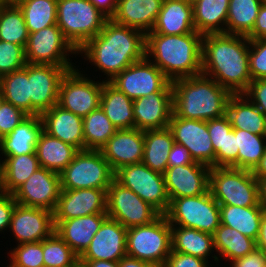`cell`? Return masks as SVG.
Returning <instances> with one entry per match:
<instances>
[{"instance_id":"cell-34","label":"cell","mask_w":266,"mask_h":267,"mask_svg":"<svg viewBox=\"0 0 266 267\" xmlns=\"http://www.w3.org/2000/svg\"><path fill=\"white\" fill-rule=\"evenodd\" d=\"M169 127L144 131V154L142 162L151 170L164 173L168 168V155L174 145Z\"/></svg>"},{"instance_id":"cell-27","label":"cell","mask_w":266,"mask_h":267,"mask_svg":"<svg viewBox=\"0 0 266 267\" xmlns=\"http://www.w3.org/2000/svg\"><path fill=\"white\" fill-rule=\"evenodd\" d=\"M162 3L163 0H118L110 19L146 34L153 29Z\"/></svg>"},{"instance_id":"cell-57","label":"cell","mask_w":266,"mask_h":267,"mask_svg":"<svg viewBox=\"0 0 266 267\" xmlns=\"http://www.w3.org/2000/svg\"><path fill=\"white\" fill-rule=\"evenodd\" d=\"M120 267H160L136 258L125 256L119 260Z\"/></svg>"},{"instance_id":"cell-39","label":"cell","mask_w":266,"mask_h":267,"mask_svg":"<svg viewBox=\"0 0 266 267\" xmlns=\"http://www.w3.org/2000/svg\"><path fill=\"white\" fill-rule=\"evenodd\" d=\"M263 0H230L225 33L247 36L253 29Z\"/></svg>"},{"instance_id":"cell-1","label":"cell","mask_w":266,"mask_h":267,"mask_svg":"<svg viewBox=\"0 0 266 267\" xmlns=\"http://www.w3.org/2000/svg\"><path fill=\"white\" fill-rule=\"evenodd\" d=\"M202 74L232 94L244 93L252 82L249 71V39L218 33L202 39Z\"/></svg>"},{"instance_id":"cell-32","label":"cell","mask_w":266,"mask_h":267,"mask_svg":"<svg viewBox=\"0 0 266 267\" xmlns=\"http://www.w3.org/2000/svg\"><path fill=\"white\" fill-rule=\"evenodd\" d=\"M79 150L71 144L41 132L35 153L40 167L61 173Z\"/></svg>"},{"instance_id":"cell-38","label":"cell","mask_w":266,"mask_h":267,"mask_svg":"<svg viewBox=\"0 0 266 267\" xmlns=\"http://www.w3.org/2000/svg\"><path fill=\"white\" fill-rule=\"evenodd\" d=\"M0 160L5 193L13 194L39 167L36 153L4 156Z\"/></svg>"},{"instance_id":"cell-24","label":"cell","mask_w":266,"mask_h":267,"mask_svg":"<svg viewBox=\"0 0 266 267\" xmlns=\"http://www.w3.org/2000/svg\"><path fill=\"white\" fill-rule=\"evenodd\" d=\"M43 130L63 142L84 150L83 118L56 104L41 114Z\"/></svg>"},{"instance_id":"cell-16","label":"cell","mask_w":266,"mask_h":267,"mask_svg":"<svg viewBox=\"0 0 266 267\" xmlns=\"http://www.w3.org/2000/svg\"><path fill=\"white\" fill-rule=\"evenodd\" d=\"M60 175L39 167L14 193L17 204L54 212L61 193Z\"/></svg>"},{"instance_id":"cell-4","label":"cell","mask_w":266,"mask_h":267,"mask_svg":"<svg viewBox=\"0 0 266 267\" xmlns=\"http://www.w3.org/2000/svg\"><path fill=\"white\" fill-rule=\"evenodd\" d=\"M172 84V115L208 121L226 115L232 93L204 75L179 78Z\"/></svg>"},{"instance_id":"cell-14","label":"cell","mask_w":266,"mask_h":267,"mask_svg":"<svg viewBox=\"0 0 266 267\" xmlns=\"http://www.w3.org/2000/svg\"><path fill=\"white\" fill-rule=\"evenodd\" d=\"M70 53L77 51L65 39L58 25L29 33L25 47V57L29 64H42L54 66H74L69 59Z\"/></svg>"},{"instance_id":"cell-49","label":"cell","mask_w":266,"mask_h":267,"mask_svg":"<svg viewBox=\"0 0 266 267\" xmlns=\"http://www.w3.org/2000/svg\"><path fill=\"white\" fill-rule=\"evenodd\" d=\"M28 116L13 104L2 100L0 103V139L11 133Z\"/></svg>"},{"instance_id":"cell-54","label":"cell","mask_w":266,"mask_h":267,"mask_svg":"<svg viewBox=\"0 0 266 267\" xmlns=\"http://www.w3.org/2000/svg\"><path fill=\"white\" fill-rule=\"evenodd\" d=\"M16 204L13 194L5 193L0 197V233L9 228L12 212Z\"/></svg>"},{"instance_id":"cell-12","label":"cell","mask_w":266,"mask_h":267,"mask_svg":"<svg viewBox=\"0 0 266 267\" xmlns=\"http://www.w3.org/2000/svg\"><path fill=\"white\" fill-rule=\"evenodd\" d=\"M107 216L125 228L147 225L161 214L134 191L112 180L107 190Z\"/></svg>"},{"instance_id":"cell-19","label":"cell","mask_w":266,"mask_h":267,"mask_svg":"<svg viewBox=\"0 0 266 267\" xmlns=\"http://www.w3.org/2000/svg\"><path fill=\"white\" fill-rule=\"evenodd\" d=\"M107 211V191L97 188L61 190L54 220H69Z\"/></svg>"},{"instance_id":"cell-6","label":"cell","mask_w":266,"mask_h":267,"mask_svg":"<svg viewBox=\"0 0 266 267\" xmlns=\"http://www.w3.org/2000/svg\"><path fill=\"white\" fill-rule=\"evenodd\" d=\"M209 191L219 205L260 206L259 183L251 170L211 167Z\"/></svg>"},{"instance_id":"cell-53","label":"cell","mask_w":266,"mask_h":267,"mask_svg":"<svg viewBox=\"0 0 266 267\" xmlns=\"http://www.w3.org/2000/svg\"><path fill=\"white\" fill-rule=\"evenodd\" d=\"M195 162L190 151L181 144L174 143L168 155V167L192 164Z\"/></svg>"},{"instance_id":"cell-59","label":"cell","mask_w":266,"mask_h":267,"mask_svg":"<svg viewBox=\"0 0 266 267\" xmlns=\"http://www.w3.org/2000/svg\"><path fill=\"white\" fill-rule=\"evenodd\" d=\"M256 243L257 248L262 249L266 252V211H264V214L262 216L261 227Z\"/></svg>"},{"instance_id":"cell-42","label":"cell","mask_w":266,"mask_h":267,"mask_svg":"<svg viewBox=\"0 0 266 267\" xmlns=\"http://www.w3.org/2000/svg\"><path fill=\"white\" fill-rule=\"evenodd\" d=\"M28 33L56 25L57 0H27L19 5Z\"/></svg>"},{"instance_id":"cell-11","label":"cell","mask_w":266,"mask_h":267,"mask_svg":"<svg viewBox=\"0 0 266 267\" xmlns=\"http://www.w3.org/2000/svg\"><path fill=\"white\" fill-rule=\"evenodd\" d=\"M102 89L103 81H93L74 67L60 81L57 104L84 118L100 106Z\"/></svg>"},{"instance_id":"cell-20","label":"cell","mask_w":266,"mask_h":267,"mask_svg":"<svg viewBox=\"0 0 266 267\" xmlns=\"http://www.w3.org/2000/svg\"><path fill=\"white\" fill-rule=\"evenodd\" d=\"M210 170V167L198 162L168 167L163 175L169 200L207 193Z\"/></svg>"},{"instance_id":"cell-17","label":"cell","mask_w":266,"mask_h":267,"mask_svg":"<svg viewBox=\"0 0 266 267\" xmlns=\"http://www.w3.org/2000/svg\"><path fill=\"white\" fill-rule=\"evenodd\" d=\"M169 128L174 141L184 145L195 162L215 167V152L208 133L207 121L185 119L171 115Z\"/></svg>"},{"instance_id":"cell-41","label":"cell","mask_w":266,"mask_h":267,"mask_svg":"<svg viewBox=\"0 0 266 267\" xmlns=\"http://www.w3.org/2000/svg\"><path fill=\"white\" fill-rule=\"evenodd\" d=\"M116 130L99 106L83 118L84 150H100Z\"/></svg>"},{"instance_id":"cell-3","label":"cell","mask_w":266,"mask_h":267,"mask_svg":"<svg viewBox=\"0 0 266 267\" xmlns=\"http://www.w3.org/2000/svg\"><path fill=\"white\" fill-rule=\"evenodd\" d=\"M202 39L203 35L198 32L182 35L146 33L145 57L170 81L196 76L202 73Z\"/></svg>"},{"instance_id":"cell-7","label":"cell","mask_w":266,"mask_h":267,"mask_svg":"<svg viewBox=\"0 0 266 267\" xmlns=\"http://www.w3.org/2000/svg\"><path fill=\"white\" fill-rule=\"evenodd\" d=\"M171 250V225L165 215L150 224L127 228V256L162 267Z\"/></svg>"},{"instance_id":"cell-64","label":"cell","mask_w":266,"mask_h":267,"mask_svg":"<svg viewBox=\"0 0 266 267\" xmlns=\"http://www.w3.org/2000/svg\"><path fill=\"white\" fill-rule=\"evenodd\" d=\"M7 267H17V266H15L12 262H10V264L7 265Z\"/></svg>"},{"instance_id":"cell-22","label":"cell","mask_w":266,"mask_h":267,"mask_svg":"<svg viewBox=\"0 0 266 267\" xmlns=\"http://www.w3.org/2000/svg\"><path fill=\"white\" fill-rule=\"evenodd\" d=\"M100 151L113 172L123 166L140 163L144 154V131L117 129Z\"/></svg>"},{"instance_id":"cell-63","label":"cell","mask_w":266,"mask_h":267,"mask_svg":"<svg viewBox=\"0 0 266 267\" xmlns=\"http://www.w3.org/2000/svg\"><path fill=\"white\" fill-rule=\"evenodd\" d=\"M5 194L4 186H3V177H2V170L0 166V197Z\"/></svg>"},{"instance_id":"cell-5","label":"cell","mask_w":266,"mask_h":267,"mask_svg":"<svg viewBox=\"0 0 266 267\" xmlns=\"http://www.w3.org/2000/svg\"><path fill=\"white\" fill-rule=\"evenodd\" d=\"M109 19L89 0H57V22L65 39L78 51Z\"/></svg>"},{"instance_id":"cell-66","label":"cell","mask_w":266,"mask_h":267,"mask_svg":"<svg viewBox=\"0 0 266 267\" xmlns=\"http://www.w3.org/2000/svg\"><path fill=\"white\" fill-rule=\"evenodd\" d=\"M1 78H2V75L0 74V90H1Z\"/></svg>"},{"instance_id":"cell-10","label":"cell","mask_w":266,"mask_h":267,"mask_svg":"<svg viewBox=\"0 0 266 267\" xmlns=\"http://www.w3.org/2000/svg\"><path fill=\"white\" fill-rule=\"evenodd\" d=\"M114 179L134 191L161 215L169 208L164 175L148 168L143 162L126 165L114 172Z\"/></svg>"},{"instance_id":"cell-36","label":"cell","mask_w":266,"mask_h":267,"mask_svg":"<svg viewBox=\"0 0 266 267\" xmlns=\"http://www.w3.org/2000/svg\"><path fill=\"white\" fill-rule=\"evenodd\" d=\"M214 249L219 252V257L214 254L211 257L215 262L225 257L232 262L237 258L246 256L257 248L256 240L243 235L241 232L226 225L220 224L213 234Z\"/></svg>"},{"instance_id":"cell-26","label":"cell","mask_w":266,"mask_h":267,"mask_svg":"<svg viewBox=\"0 0 266 267\" xmlns=\"http://www.w3.org/2000/svg\"><path fill=\"white\" fill-rule=\"evenodd\" d=\"M196 32L191 0H163L153 29L148 33L182 35Z\"/></svg>"},{"instance_id":"cell-60","label":"cell","mask_w":266,"mask_h":267,"mask_svg":"<svg viewBox=\"0 0 266 267\" xmlns=\"http://www.w3.org/2000/svg\"><path fill=\"white\" fill-rule=\"evenodd\" d=\"M252 174L257 180L266 179V149L260 162L252 170Z\"/></svg>"},{"instance_id":"cell-31","label":"cell","mask_w":266,"mask_h":267,"mask_svg":"<svg viewBox=\"0 0 266 267\" xmlns=\"http://www.w3.org/2000/svg\"><path fill=\"white\" fill-rule=\"evenodd\" d=\"M100 107L117 129L135 128L133 100L105 79L103 80Z\"/></svg>"},{"instance_id":"cell-28","label":"cell","mask_w":266,"mask_h":267,"mask_svg":"<svg viewBox=\"0 0 266 267\" xmlns=\"http://www.w3.org/2000/svg\"><path fill=\"white\" fill-rule=\"evenodd\" d=\"M207 128L215 152V167L238 168L239 149L229 117L208 120Z\"/></svg>"},{"instance_id":"cell-51","label":"cell","mask_w":266,"mask_h":267,"mask_svg":"<svg viewBox=\"0 0 266 267\" xmlns=\"http://www.w3.org/2000/svg\"><path fill=\"white\" fill-rule=\"evenodd\" d=\"M243 94L266 116V79L252 81Z\"/></svg>"},{"instance_id":"cell-13","label":"cell","mask_w":266,"mask_h":267,"mask_svg":"<svg viewBox=\"0 0 266 267\" xmlns=\"http://www.w3.org/2000/svg\"><path fill=\"white\" fill-rule=\"evenodd\" d=\"M109 82L132 100L154 92H172L171 81L146 57L128 66Z\"/></svg>"},{"instance_id":"cell-65","label":"cell","mask_w":266,"mask_h":267,"mask_svg":"<svg viewBox=\"0 0 266 267\" xmlns=\"http://www.w3.org/2000/svg\"><path fill=\"white\" fill-rule=\"evenodd\" d=\"M0 5H5V1L4 0H0Z\"/></svg>"},{"instance_id":"cell-18","label":"cell","mask_w":266,"mask_h":267,"mask_svg":"<svg viewBox=\"0 0 266 267\" xmlns=\"http://www.w3.org/2000/svg\"><path fill=\"white\" fill-rule=\"evenodd\" d=\"M55 230L53 212L16 204L9 231L18 244L43 241Z\"/></svg>"},{"instance_id":"cell-48","label":"cell","mask_w":266,"mask_h":267,"mask_svg":"<svg viewBox=\"0 0 266 267\" xmlns=\"http://www.w3.org/2000/svg\"><path fill=\"white\" fill-rule=\"evenodd\" d=\"M249 71L252 81L266 79V39L249 40Z\"/></svg>"},{"instance_id":"cell-61","label":"cell","mask_w":266,"mask_h":267,"mask_svg":"<svg viewBox=\"0 0 266 267\" xmlns=\"http://www.w3.org/2000/svg\"><path fill=\"white\" fill-rule=\"evenodd\" d=\"M259 183V203L266 211V179L257 180Z\"/></svg>"},{"instance_id":"cell-37","label":"cell","mask_w":266,"mask_h":267,"mask_svg":"<svg viewBox=\"0 0 266 267\" xmlns=\"http://www.w3.org/2000/svg\"><path fill=\"white\" fill-rule=\"evenodd\" d=\"M264 209L261 206L220 205V222L243 235L257 240Z\"/></svg>"},{"instance_id":"cell-8","label":"cell","mask_w":266,"mask_h":267,"mask_svg":"<svg viewBox=\"0 0 266 267\" xmlns=\"http://www.w3.org/2000/svg\"><path fill=\"white\" fill-rule=\"evenodd\" d=\"M164 215L170 225L193 228L212 235L221 224L220 205L210 191L202 195L170 200Z\"/></svg>"},{"instance_id":"cell-52","label":"cell","mask_w":266,"mask_h":267,"mask_svg":"<svg viewBox=\"0 0 266 267\" xmlns=\"http://www.w3.org/2000/svg\"><path fill=\"white\" fill-rule=\"evenodd\" d=\"M230 267H266V252L256 248L246 256L233 260Z\"/></svg>"},{"instance_id":"cell-45","label":"cell","mask_w":266,"mask_h":267,"mask_svg":"<svg viewBox=\"0 0 266 267\" xmlns=\"http://www.w3.org/2000/svg\"><path fill=\"white\" fill-rule=\"evenodd\" d=\"M44 267H80L79 256L54 231L43 240Z\"/></svg>"},{"instance_id":"cell-46","label":"cell","mask_w":266,"mask_h":267,"mask_svg":"<svg viewBox=\"0 0 266 267\" xmlns=\"http://www.w3.org/2000/svg\"><path fill=\"white\" fill-rule=\"evenodd\" d=\"M9 256L17 267H44L43 241L17 244Z\"/></svg>"},{"instance_id":"cell-47","label":"cell","mask_w":266,"mask_h":267,"mask_svg":"<svg viewBox=\"0 0 266 267\" xmlns=\"http://www.w3.org/2000/svg\"><path fill=\"white\" fill-rule=\"evenodd\" d=\"M27 64L25 48L0 40V74L5 75L22 69Z\"/></svg>"},{"instance_id":"cell-50","label":"cell","mask_w":266,"mask_h":267,"mask_svg":"<svg viewBox=\"0 0 266 267\" xmlns=\"http://www.w3.org/2000/svg\"><path fill=\"white\" fill-rule=\"evenodd\" d=\"M162 267H210L208 261L171 250Z\"/></svg>"},{"instance_id":"cell-30","label":"cell","mask_w":266,"mask_h":267,"mask_svg":"<svg viewBox=\"0 0 266 267\" xmlns=\"http://www.w3.org/2000/svg\"><path fill=\"white\" fill-rule=\"evenodd\" d=\"M226 115L233 129L266 135V116L243 93L232 94L227 104Z\"/></svg>"},{"instance_id":"cell-35","label":"cell","mask_w":266,"mask_h":267,"mask_svg":"<svg viewBox=\"0 0 266 267\" xmlns=\"http://www.w3.org/2000/svg\"><path fill=\"white\" fill-rule=\"evenodd\" d=\"M172 251L189 254L208 261L214 252L213 235L193 228L171 225Z\"/></svg>"},{"instance_id":"cell-58","label":"cell","mask_w":266,"mask_h":267,"mask_svg":"<svg viewBox=\"0 0 266 267\" xmlns=\"http://www.w3.org/2000/svg\"><path fill=\"white\" fill-rule=\"evenodd\" d=\"M80 267H120L119 261L79 260Z\"/></svg>"},{"instance_id":"cell-43","label":"cell","mask_w":266,"mask_h":267,"mask_svg":"<svg viewBox=\"0 0 266 267\" xmlns=\"http://www.w3.org/2000/svg\"><path fill=\"white\" fill-rule=\"evenodd\" d=\"M233 131L239 149L238 168L252 171L264 155L266 135H258L242 129H233Z\"/></svg>"},{"instance_id":"cell-62","label":"cell","mask_w":266,"mask_h":267,"mask_svg":"<svg viewBox=\"0 0 266 267\" xmlns=\"http://www.w3.org/2000/svg\"><path fill=\"white\" fill-rule=\"evenodd\" d=\"M6 6H19L21 3L27 0H4Z\"/></svg>"},{"instance_id":"cell-56","label":"cell","mask_w":266,"mask_h":267,"mask_svg":"<svg viewBox=\"0 0 266 267\" xmlns=\"http://www.w3.org/2000/svg\"><path fill=\"white\" fill-rule=\"evenodd\" d=\"M109 18L115 13L118 0H89Z\"/></svg>"},{"instance_id":"cell-29","label":"cell","mask_w":266,"mask_h":267,"mask_svg":"<svg viewBox=\"0 0 266 267\" xmlns=\"http://www.w3.org/2000/svg\"><path fill=\"white\" fill-rule=\"evenodd\" d=\"M43 122L41 115H29L13 131L0 139L2 156L35 153Z\"/></svg>"},{"instance_id":"cell-33","label":"cell","mask_w":266,"mask_h":267,"mask_svg":"<svg viewBox=\"0 0 266 267\" xmlns=\"http://www.w3.org/2000/svg\"><path fill=\"white\" fill-rule=\"evenodd\" d=\"M230 0H192L195 30L201 35L225 33Z\"/></svg>"},{"instance_id":"cell-25","label":"cell","mask_w":266,"mask_h":267,"mask_svg":"<svg viewBox=\"0 0 266 267\" xmlns=\"http://www.w3.org/2000/svg\"><path fill=\"white\" fill-rule=\"evenodd\" d=\"M107 217V213H98L69 220H54V231L80 256Z\"/></svg>"},{"instance_id":"cell-40","label":"cell","mask_w":266,"mask_h":267,"mask_svg":"<svg viewBox=\"0 0 266 267\" xmlns=\"http://www.w3.org/2000/svg\"><path fill=\"white\" fill-rule=\"evenodd\" d=\"M0 95L6 102L31 115L28 63L20 70L2 75Z\"/></svg>"},{"instance_id":"cell-55","label":"cell","mask_w":266,"mask_h":267,"mask_svg":"<svg viewBox=\"0 0 266 267\" xmlns=\"http://www.w3.org/2000/svg\"><path fill=\"white\" fill-rule=\"evenodd\" d=\"M246 37L249 40L266 39V2L260 6L254 27Z\"/></svg>"},{"instance_id":"cell-23","label":"cell","mask_w":266,"mask_h":267,"mask_svg":"<svg viewBox=\"0 0 266 267\" xmlns=\"http://www.w3.org/2000/svg\"><path fill=\"white\" fill-rule=\"evenodd\" d=\"M172 92H154L133 100L135 128L146 131L169 127Z\"/></svg>"},{"instance_id":"cell-9","label":"cell","mask_w":266,"mask_h":267,"mask_svg":"<svg viewBox=\"0 0 266 267\" xmlns=\"http://www.w3.org/2000/svg\"><path fill=\"white\" fill-rule=\"evenodd\" d=\"M62 190L97 188L108 190L114 172L100 150H79L59 174Z\"/></svg>"},{"instance_id":"cell-21","label":"cell","mask_w":266,"mask_h":267,"mask_svg":"<svg viewBox=\"0 0 266 267\" xmlns=\"http://www.w3.org/2000/svg\"><path fill=\"white\" fill-rule=\"evenodd\" d=\"M126 235L127 228L107 217L79 260L119 261L127 255Z\"/></svg>"},{"instance_id":"cell-2","label":"cell","mask_w":266,"mask_h":267,"mask_svg":"<svg viewBox=\"0 0 266 267\" xmlns=\"http://www.w3.org/2000/svg\"><path fill=\"white\" fill-rule=\"evenodd\" d=\"M146 34L108 19L98 35L77 53L101 70L111 81L128 66L145 58Z\"/></svg>"},{"instance_id":"cell-15","label":"cell","mask_w":266,"mask_h":267,"mask_svg":"<svg viewBox=\"0 0 266 267\" xmlns=\"http://www.w3.org/2000/svg\"><path fill=\"white\" fill-rule=\"evenodd\" d=\"M74 67L28 63L31 115H41L58 103L60 81Z\"/></svg>"},{"instance_id":"cell-44","label":"cell","mask_w":266,"mask_h":267,"mask_svg":"<svg viewBox=\"0 0 266 267\" xmlns=\"http://www.w3.org/2000/svg\"><path fill=\"white\" fill-rule=\"evenodd\" d=\"M28 37L24 15L19 6H2L0 10V40L25 48Z\"/></svg>"}]
</instances>
